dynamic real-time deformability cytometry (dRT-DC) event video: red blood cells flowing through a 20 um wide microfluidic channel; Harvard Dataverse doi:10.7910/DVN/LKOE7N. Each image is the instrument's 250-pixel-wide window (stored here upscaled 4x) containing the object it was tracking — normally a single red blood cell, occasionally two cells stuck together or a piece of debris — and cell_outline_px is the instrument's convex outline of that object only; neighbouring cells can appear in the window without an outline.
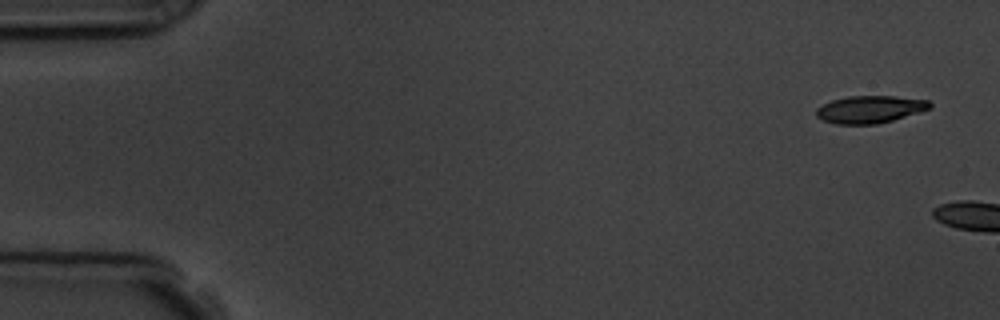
{"species": "common noctule bat (a hibernating species)", "species_latin": "Nyctalus noctula", "temperature_condition": "room temperature", "stored_images_in_passage": 2, "camera_frame_rate_fps": 3000, "um_per_image_px": 0.085, "animal": {"sex": "male", "body_mass_g": 19.5, "forearm_length_mm": 54.6}, "frame": {"image": 1, "passage_image": 1, "time_ms": 0.0, "image_size_px": [1000, 320], "cell_outline_px": [[932, 108], [892, 120], [876, 124], [836, 124], [824, 120], [816, 116], [816, 108], [832, 100], [848, 96], [896, 96], [928, 100], [932, 104]], "centroid_in_image_um": [73.95, 9.29], "position_along_channel_um": 11.0, "area_um2": 18.03}}